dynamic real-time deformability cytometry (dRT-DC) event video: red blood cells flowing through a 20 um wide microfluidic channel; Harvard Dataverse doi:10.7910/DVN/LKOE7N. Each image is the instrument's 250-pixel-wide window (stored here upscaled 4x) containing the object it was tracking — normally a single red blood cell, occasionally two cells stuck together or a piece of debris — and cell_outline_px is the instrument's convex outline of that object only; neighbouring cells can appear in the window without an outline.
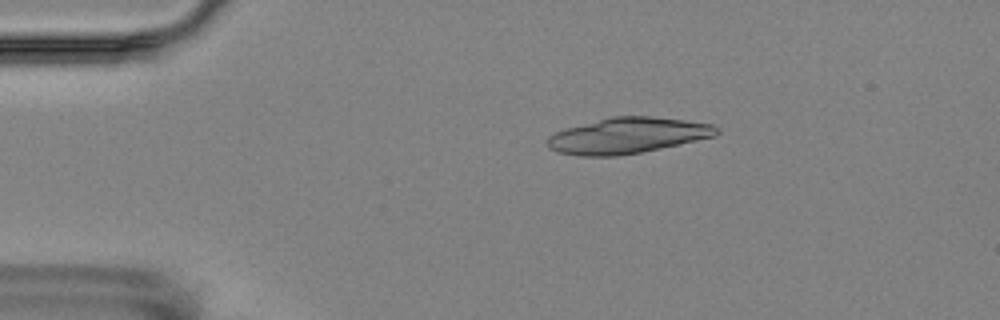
{"species": "Egyptian fruit bat (a non-hibernating species)", "species_latin": "Rousettus aegyptiacus", "temperature_condition": "room temperature", "stored_images_in_passage": 6, "camera_frame_rate_fps": 3000, "um_per_image_px": 0.085, "animal": {"sex": "female"}, "frame": {"image": 1, "passage_image": 3, "time_ms": 3.0, "image_size_px": [1000, 320], "cell_outline_px": [[720, 132], [716, 136], [680, 144], [640, 152], [616, 156], [580, 156], [556, 152], [548, 148], [544, 144], [544, 140], [548, 136], [556, 132], [568, 128], [612, 116], [652, 116], [684, 120], [712, 124]], "centroid_in_image_um": [53.3, 11.53], "position_along_channel_um": 31.7, "area_um2": 35.26}}